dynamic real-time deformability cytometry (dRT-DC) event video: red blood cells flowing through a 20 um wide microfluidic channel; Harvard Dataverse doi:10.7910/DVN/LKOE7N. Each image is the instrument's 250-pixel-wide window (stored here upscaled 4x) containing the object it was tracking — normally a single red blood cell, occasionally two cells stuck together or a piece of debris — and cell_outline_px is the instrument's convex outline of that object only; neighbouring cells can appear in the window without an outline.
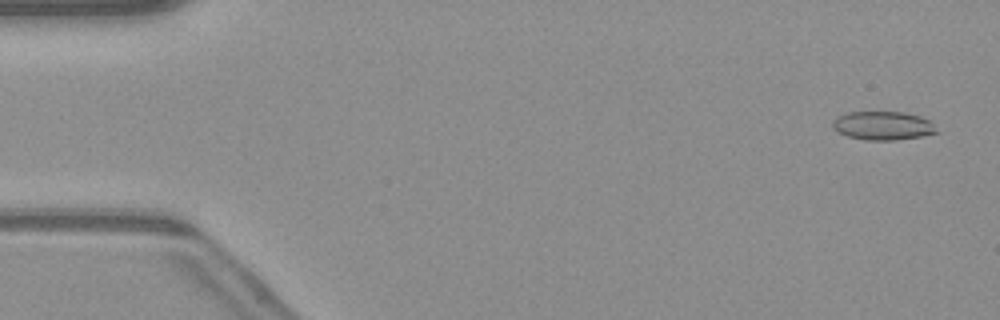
{"species": "common noctule bat (a hibernating species)", "species_latin": "Nyctalus noctula", "temperature_condition": "warm", "stored_images_in_passage": 50, "camera_frame_rate_fps": 3000, "um_per_image_px": 0.085, "animal": {"sex": "male", "body_mass_g": 23.1, "forearm_length_mm": 52.7}, "frame": {"image": 1, "passage_image": 2, "time_ms": 0.333, "image_size_px": [1000, 320], "cell_outline_px": [[940, 132], [920, 136], [896, 140], [864, 140], [848, 136], [836, 132], [832, 128], [832, 120], [836, 116], [848, 112], [904, 112], [920, 116], [928, 120]], "centroid_in_image_um": [75.0, 10.68], "position_along_channel_um": 10.0, "area_um2": 17.46}}
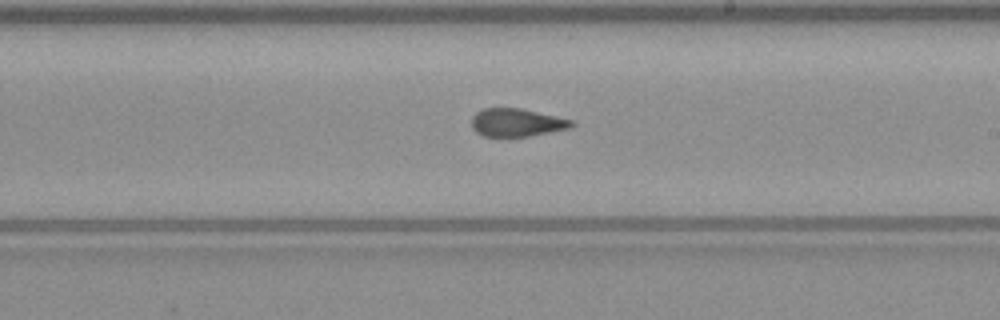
{"frame": {"image": 2, "passage_image": 29, "time_ms": 9.333, "image_size_px": [1000, 320], "cell_outline_px": [[576, 124], [572, 128], [528, 136], [500, 140], [484, 136], [476, 132], [472, 128], [472, 116], [476, 112], [484, 108], [520, 108], [572, 120]], "centroid_in_image_um": [43.88, 10.46], "position_along_channel_um": 245.1, "area_um2": 16.88}}
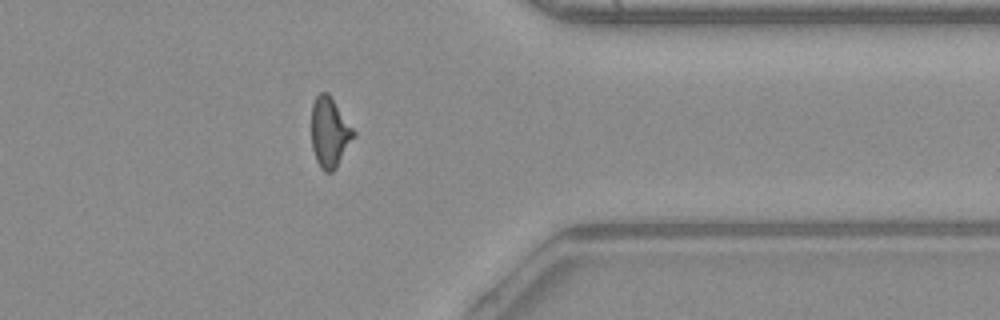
{"frame": {"image": 3, "passage_image": 40, "time_ms": 13.0, "image_size_px": [1000, 320], "cell_outline_px": [[356, 136], [336, 168], [332, 172], [324, 172], [320, 168], [316, 160], [312, 148], [312, 104], [316, 96], [320, 92], [328, 92], [356, 132]], "centroid_in_image_um": [28.03, 11.26], "position_along_channel_um": 383.4, "area_um2": 17.34}, "authors_computed_cell_mechanics": {"area_um2": 17.4556, "velocity_mm_per_s": 4.1376, "shape_relaxation_time_tau1_ms": null, "shape_relaxation_time_tau2_ms": 1.643, "deformation_change_tau1": null, "deformation_change_tau2": 0.0668}}